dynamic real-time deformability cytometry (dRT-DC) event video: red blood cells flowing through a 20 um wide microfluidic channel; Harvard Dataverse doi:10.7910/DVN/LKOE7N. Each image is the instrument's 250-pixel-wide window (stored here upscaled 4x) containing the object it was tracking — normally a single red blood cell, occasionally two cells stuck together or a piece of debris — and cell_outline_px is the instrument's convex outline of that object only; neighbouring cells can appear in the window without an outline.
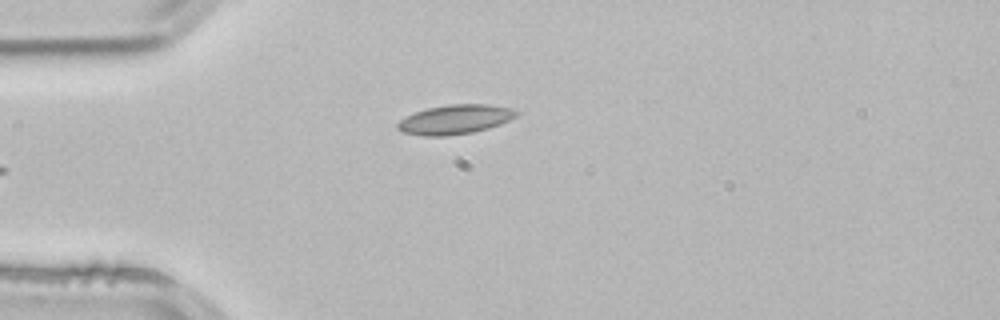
{"species": "common noctule bat (a hibernating species)", "species_latin": "Nyctalus noctula", "temperature_condition": "room temperature", "stored_images_in_passage": 2, "camera_frame_rate_fps": 3000, "um_per_image_px": 0.085, "animal": {"sex": "male", "body_mass_g": 21.5, "forearm_length_mm": 52.0}, "frame": {"image": 1, "passage_image": 2, "time_ms": 0.333, "image_size_px": [1000, 320], "cell_outline_px": [[520, 112], [516, 116], [500, 124], [488, 128], [472, 132], [448, 136], [424, 136], [404, 132], [396, 128], [396, 124], [400, 120], [416, 112], [428, 108], [448, 104], [488, 104], [512, 108]], "centroid_in_image_um": [38.69, 10.15], "position_along_channel_um": 46.3, "area_um2": 20.23}}